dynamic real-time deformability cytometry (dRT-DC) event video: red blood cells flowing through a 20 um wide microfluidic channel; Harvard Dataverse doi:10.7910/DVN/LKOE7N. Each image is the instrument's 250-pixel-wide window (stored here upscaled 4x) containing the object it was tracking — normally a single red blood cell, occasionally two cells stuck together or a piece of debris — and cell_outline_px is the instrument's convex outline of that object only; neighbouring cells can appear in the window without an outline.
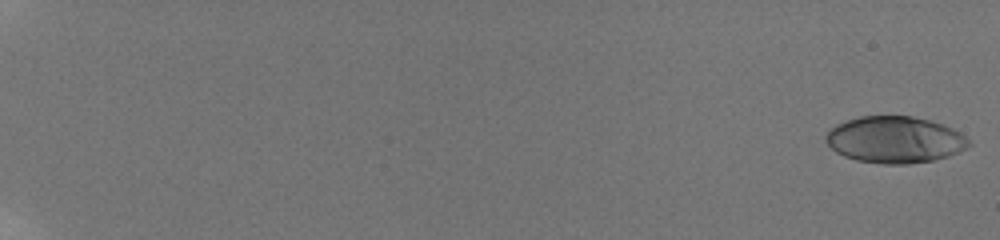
{"species": "human", "species_latin": "Homo sapiens", "temperature_condition": "room temperature", "stored_images_in_passage": 37, "camera_frame_rate_fps": 3000, "um_per_image_px": 0.085, "donor": {"sex": "male"}, "frame": {"image": 1, "passage_image": 1, "time_ms": 0.0, "image_size_px": [1000, 240], "cell_outline_px": [[972, 144], [948, 156], [932, 160], [908, 164], [884, 164], [856, 160], [844, 156], [836, 152], [824, 140], [824, 136], [828, 128], [836, 124], [860, 116], [912, 116], [944, 124], [960, 132]], "centroid_in_image_um": [76.01, 11.87], "position_along_channel_um": 9.0, "area_um2": 38.84}}
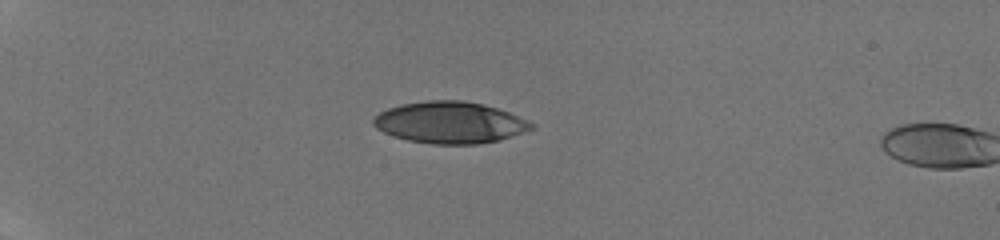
{"frame": {"image": 2, "passage_image": 32, "time_ms": 6.0, "image_size_px": [1000, 240], "cell_outline_px": [[536, 128], [500, 140], [480, 144], [432, 144], [408, 140], [384, 132], [376, 128], [372, 124], [372, 120], [380, 112], [388, 108], [400, 104], [428, 100], [464, 100], [484, 104], [508, 112], [528, 120], [536, 124]], "centroid_in_image_um": [38.27, 10.41], "position_along_channel_um": 46.7, "area_um2": 38.49}}